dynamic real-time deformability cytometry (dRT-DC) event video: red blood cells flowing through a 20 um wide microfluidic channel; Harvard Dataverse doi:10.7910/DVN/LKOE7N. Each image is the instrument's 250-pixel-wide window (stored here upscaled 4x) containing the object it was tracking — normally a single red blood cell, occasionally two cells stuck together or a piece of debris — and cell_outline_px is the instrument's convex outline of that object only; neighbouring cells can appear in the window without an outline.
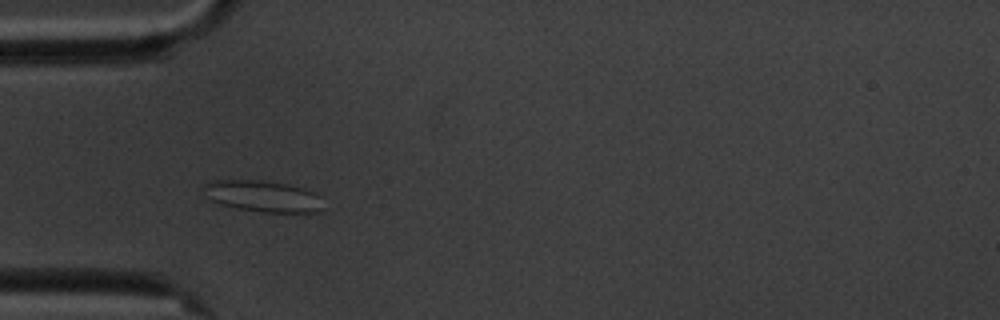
{"species": "common noctule bat (a hibernating species)", "species_latin": "Nyctalus noctula", "temperature_condition": "cold", "stored_images_in_passage": 4, "camera_frame_rate_fps": 3000, "um_per_image_px": 0.085, "animal": {"sex": "male", "body_mass_g": 20.1, "forearm_length_mm": 53.5}, "frame": {"image": 1, "passage_image": 3, "time_ms": 2.333, "image_size_px": [1000, 320], "cell_outline_px": [[320, 208], [316, 212], [260, 212], [236, 208], [220, 204], [208, 200], [200, 188], [204, 184], [216, 180], [256, 180], [288, 184], [304, 188], [312, 192], [316, 196]], "centroid_in_image_um": [22.19, 16.67], "position_along_channel_um": 62.8, "area_um2": 21.62}}
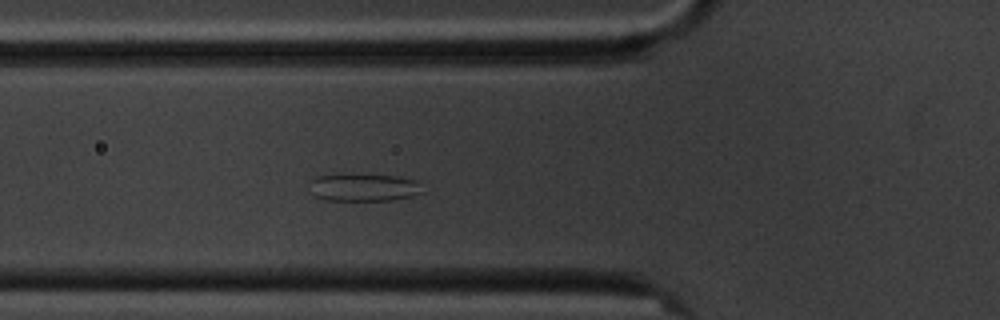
{"frame": {"image": 2, "passage_image": 4, "time_ms": 3.333, "image_size_px": [1000, 320], "cell_outline_px": [[424, 192], [412, 196], [392, 200], [328, 200], [316, 196], [312, 180], [316, 176], [396, 176], [416, 180]], "centroid_in_image_um": [31.04, 15.96], "position_along_channel_um": 94.8, "area_um2": 17.17}}